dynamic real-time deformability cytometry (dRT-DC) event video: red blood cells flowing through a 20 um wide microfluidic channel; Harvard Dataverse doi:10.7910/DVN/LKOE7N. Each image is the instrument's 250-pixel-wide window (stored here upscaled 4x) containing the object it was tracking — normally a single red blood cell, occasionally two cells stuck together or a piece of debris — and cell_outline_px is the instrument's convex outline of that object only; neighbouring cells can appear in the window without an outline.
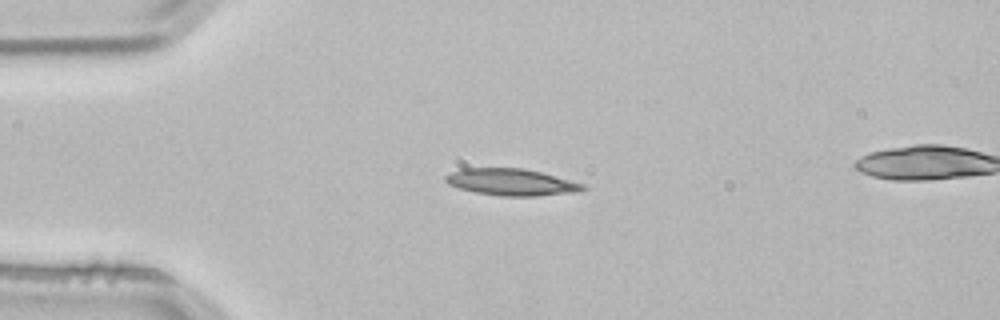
{"species": "common noctule bat (a hibernating species)", "species_latin": "Nyctalus noctula", "temperature_condition": "room temperature", "stored_images_in_passage": 2, "segment_of_instrument_passage": [1, 2], "camera_frame_rate_fps": 3000, "um_per_image_px": 0.085, "animal": {"sex": "male", "body_mass_g": 21.5, "forearm_length_mm": 52.0}, "frame": {"image": 1, "passage_image": 1, "time_ms": 0.0, "image_size_px": [1000, 320], "cell_outline_px": [[588, 188], [580, 192], [536, 196], [500, 196], [476, 192], [460, 188], [448, 184], [444, 180], [444, 176], [460, 168], [524, 168], [540, 172], [584, 184]], "centroid_in_image_um": [43.47, 15.48], "position_along_channel_um": 41.5, "area_um2": 21.44}}